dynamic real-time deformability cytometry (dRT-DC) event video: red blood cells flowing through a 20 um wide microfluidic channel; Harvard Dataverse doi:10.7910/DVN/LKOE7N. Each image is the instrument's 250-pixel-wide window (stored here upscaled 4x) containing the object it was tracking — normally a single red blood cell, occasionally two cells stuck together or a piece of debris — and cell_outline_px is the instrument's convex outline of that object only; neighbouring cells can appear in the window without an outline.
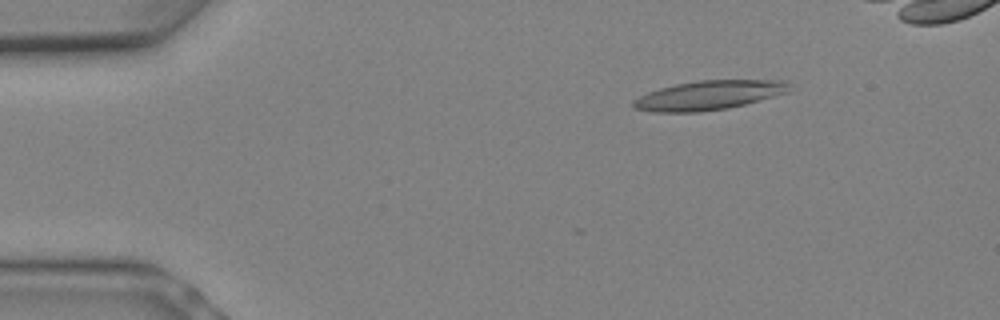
{"species": "Egyptian fruit bat (a non-hibernating species)", "species_latin": "Rousettus aegyptiacus", "temperature_condition": "warm", "stored_images_in_passage": 10, "camera_frame_rate_fps": 3000, "um_per_image_px": 0.085, "animal": {"sex": "female"}, "frame": {"image": 1, "passage_image": 4, "time_ms": 1.0, "image_size_px": [1000, 320], "cell_outline_px": [[788, 92], [744, 104], [728, 108], [700, 112], [652, 112], [632, 108], [632, 100], [648, 92], [660, 88], [676, 84], [700, 80], [788, 80]], "centroid_in_image_um": [60.2, 8.1], "position_along_channel_um": 24.8, "area_um2": 26.47}}
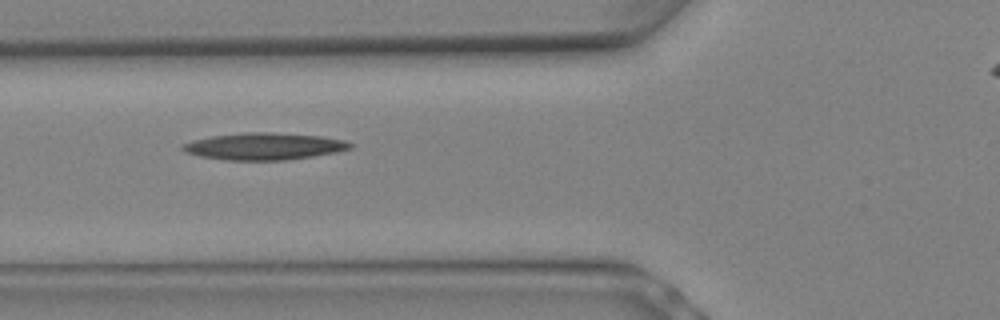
{"frame": {"image": 2, "passage_image": 9, "time_ms": 2.667, "image_size_px": [1000, 320], "cell_outline_px": [[356, 144], [352, 148], [336, 152], [312, 156], [284, 160], [224, 160], [200, 156], [184, 152], [180, 148], [180, 144], [212, 136], [244, 132], [272, 132], [320, 136], [344, 140]], "centroid_in_image_um": [22.45, 12.43], "position_along_channel_um": 103.4, "area_um2": 26.36}}